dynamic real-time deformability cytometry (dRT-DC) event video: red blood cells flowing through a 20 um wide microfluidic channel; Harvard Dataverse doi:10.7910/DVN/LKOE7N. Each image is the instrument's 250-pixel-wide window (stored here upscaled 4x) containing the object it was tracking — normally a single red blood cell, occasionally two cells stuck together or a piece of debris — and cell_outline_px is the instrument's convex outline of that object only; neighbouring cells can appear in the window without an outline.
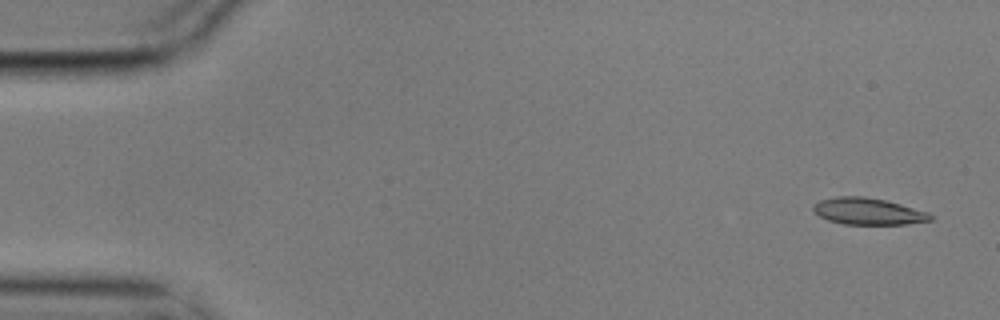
{"species": "common noctule bat (a hibernating species)", "species_latin": "Nyctalus noctula", "temperature_condition": "cold", "stored_images_in_passage": 4, "camera_frame_rate_fps": 3000, "um_per_image_px": 0.085, "animal": {"sex": "male", "body_mass_g": 17.9}, "frame": {"image": 1, "passage_image": 1, "time_ms": 0.0, "image_size_px": [1000, 320], "cell_outline_px": [[932, 220], [908, 224], [844, 224], [828, 220], [820, 216], [812, 208], [812, 204], [820, 200], [836, 196], [864, 196], [884, 200], [900, 204], [928, 212], [932, 216]], "centroid_in_image_um": [73.77, 17.96], "position_along_channel_um": 11.2, "area_um2": 18.15}}
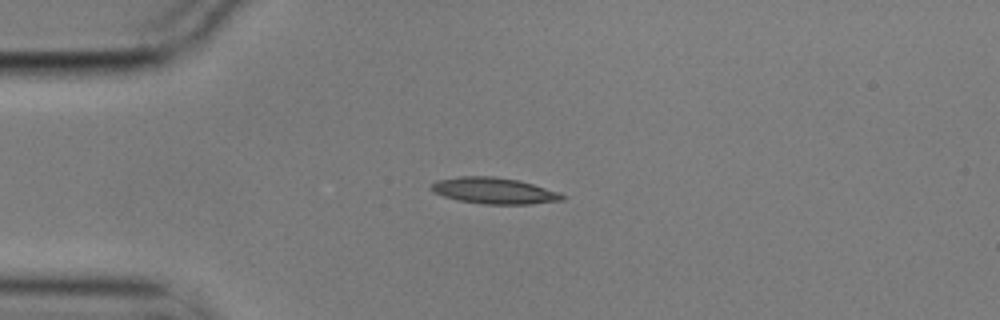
{"frame": {"image": 2, "passage_image": 4, "time_ms": 1.0, "image_size_px": [1000, 320], "cell_outline_px": [[568, 196], [564, 200], [532, 204], [484, 204], [460, 200], [444, 196], [432, 192], [428, 188], [428, 184], [436, 180], [460, 176], [492, 176], [516, 180], [532, 184], [560, 192]], "centroid_in_image_um": [41.98, 16.21], "position_along_channel_um": 43.0, "area_um2": 20.17}}